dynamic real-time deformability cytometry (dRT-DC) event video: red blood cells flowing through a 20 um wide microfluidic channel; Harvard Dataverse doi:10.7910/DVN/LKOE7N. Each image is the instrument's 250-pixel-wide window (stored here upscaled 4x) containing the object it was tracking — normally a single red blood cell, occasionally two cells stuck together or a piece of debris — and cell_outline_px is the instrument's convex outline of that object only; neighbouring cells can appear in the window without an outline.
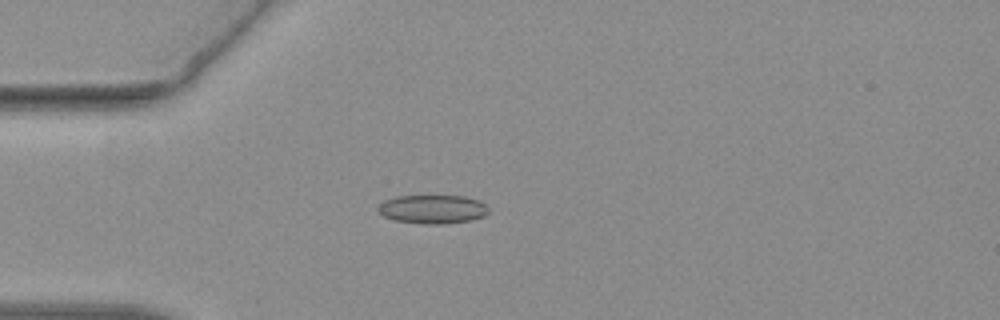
{"species": "common noctule bat (a hibernating species)", "species_latin": "Nyctalus noctula", "temperature_condition": "warm", "stored_images_in_passage": 20, "camera_frame_rate_fps": 3000, "um_per_image_px": 0.085, "animal": {"sex": "female", "body_mass_g": 19.3, "forearm_length_mm": 54.1}, "frame": {"image": 1, "passage_image": 16, "time_ms": 5.0, "image_size_px": [1000, 320], "cell_outline_px": [[488, 212], [484, 216], [472, 220], [444, 224], [424, 224], [396, 220], [384, 216], [376, 208], [384, 200], [396, 196], [464, 196], [480, 200], [488, 208]], "centroid_in_image_um": [36.79, 17.78], "position_along_channel_um": 48.2, "area_um2": 18.5}}